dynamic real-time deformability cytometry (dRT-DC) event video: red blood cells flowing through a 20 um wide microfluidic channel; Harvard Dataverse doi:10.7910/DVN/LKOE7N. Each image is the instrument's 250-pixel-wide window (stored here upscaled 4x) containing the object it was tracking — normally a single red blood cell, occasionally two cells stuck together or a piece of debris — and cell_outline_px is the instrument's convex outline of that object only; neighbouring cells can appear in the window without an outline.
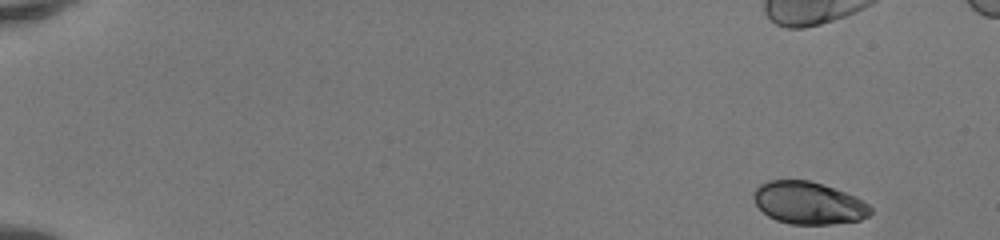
{"species": "human", "species_latin": "Homo sapiens", "temperature_condition": "room temperature", "stored_images_in_passage": 45, "camera_frame_rate_fps": 3000, "um_per_image_px": 0.085, "donor": {"sex": "female"}, "frame": {"image": 1, "passage_image": 1, "time_ms": 0.0, "image_size_px": [1000, 240], "cell_outline_px": [[872, 212], [868, 216], [860, 220], [832, 224], [792, 224], [776, 220], [768, 216], [756, 204], [752, 196], [752, 192], [760, 184], [768, 180], [808, 180], [856, 196], [868, 204], [872, 208]], "centroid_in_image_um": [68.71, 17.25], "position_along_channel_um": 16.3, "area_um2": 28.78}, "authors_computed_cell_mechanics": {"area_um2": 31.6166, "velocity_mm_per_s": 4.1575, "shape_relaxation_time_tau1_ms": 9.0247, "shape_relaxation_time_tau2_ms": null, "deformation_change_tau1": 0.1729, "deformation_change_tau2": null}}